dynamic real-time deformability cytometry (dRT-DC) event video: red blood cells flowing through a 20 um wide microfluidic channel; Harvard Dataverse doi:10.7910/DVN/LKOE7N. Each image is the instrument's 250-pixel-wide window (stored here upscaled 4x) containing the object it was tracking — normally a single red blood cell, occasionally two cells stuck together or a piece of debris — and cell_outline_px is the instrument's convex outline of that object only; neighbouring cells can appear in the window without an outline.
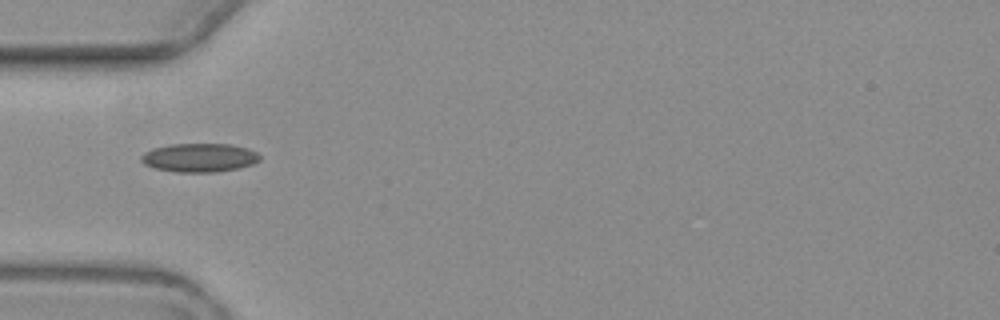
{"species": "common noctule bat (a hibernating species)", "species_latin": "Nyctalus noctula", "temperature_condition": "warm", "stored_images_in_passage": 5, "camera_frame_rate_fps": 3000, "um_per_image_px": 0.085, "animal": {"sex": "female", "body_mass_g": 19.3, "forearm_length_mm": 54.1}, "frame": {"image": 1, "passage_image": 1, "time_ms": 0.0, "image_size_px": [1000, 320], "cell_outline_px": [[260, 160], [252, 164], [236, 168], [216, 172], [176, 172], [156, 168], [144, 164], [140, 160], [140, 156], [144, 152], [152, 148], [172, 144], [232, 144], [248, 148], [256, 152], [260, 156]], "centroid_in_image_um": [16.93, 13.39], "position_along_channel_um": 68.1, "area_um2": 19.83}}
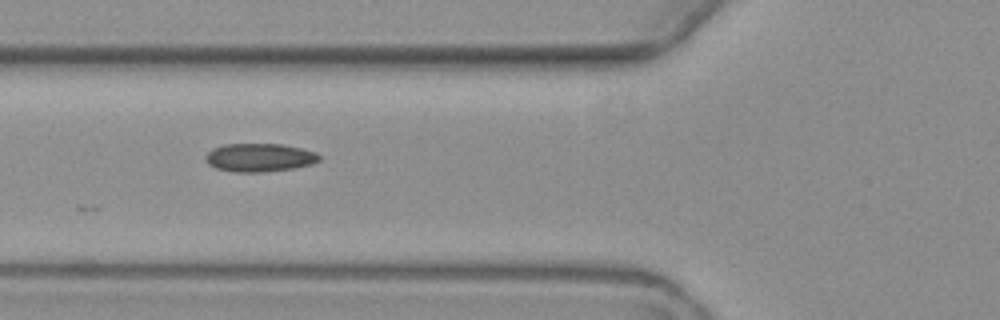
{"frame": {"image": 2, "passage_image": 2, "time_ms": 1.0, "image_size_px": [1000, 320], "cell_outline_px": [[320, 160], [312, 164], [292, 168], [264, 172], [236, 172], [216, 168], [208, 164], [204, 156], [212, 148], [224, 144], [280, 144], [300, 148], [316, 152], [320, 156]], "centroid_in_image_um": [22.04, 13.39], "position_along_channel_um": 103.8, "area_um2": 18.73}}
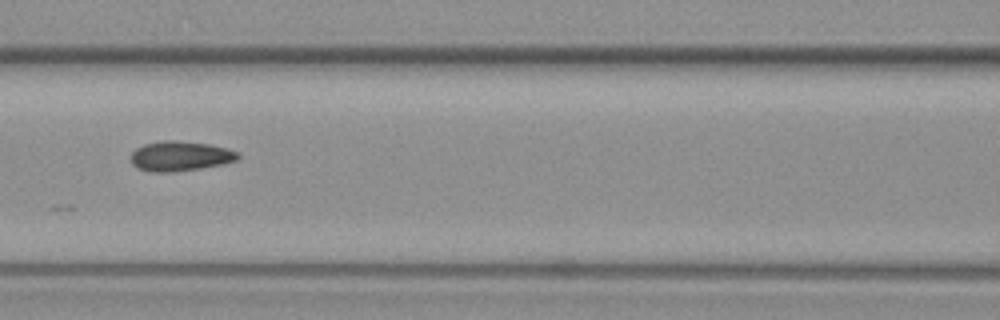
{"frame": {"image": 3, "passage_image": 3, "time_ms": 2.333, "image_size_px": [1000, 320], "cell_outline_px": [[240, 156], [236, 160], [220, 164], [200, 168], [172, 172], [152, 172], [136, 168], [132, 164], [132, 152], [136, 148], [144, 144], [164, 140], [176, 140], [208, 144], [228, 148], [240, 152]], "centroid_in_image_um": [15.31, 13.26], "position_along_channel_um": 151.3, "area_um2": 18.61}}